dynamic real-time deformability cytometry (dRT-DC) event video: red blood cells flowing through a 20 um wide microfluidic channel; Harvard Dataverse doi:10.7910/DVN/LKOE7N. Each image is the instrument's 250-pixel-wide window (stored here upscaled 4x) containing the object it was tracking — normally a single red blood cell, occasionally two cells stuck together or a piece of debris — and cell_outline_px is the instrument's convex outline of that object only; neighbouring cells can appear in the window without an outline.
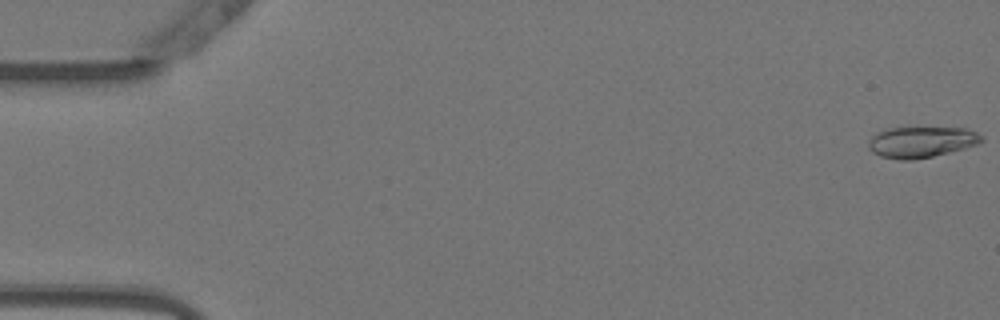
{"species": "Egyptian fruit bat (a non-hibernating species)", "species_latin": "Rousettus aegyptiacus", "temperature_condition": "warm", "stored_images_in_passage": 54, "camera_frame_rate_fps": 3000, "um_per_image_px": 0.085, "animal": {"sex": "female"}, "frame": {"image": 1, "passage_image": 1, "time_ms": 0.0, "image_size_px": [1000, 320], "cell_outline_px": [[984, 140], [976, 144], [964, 148], [932, 156], [912, 160], [900, 160], [880, 156], [872, 152], [868, 148], [868, 144], [872, 136], [876, 132], [888, 128], [968, 128], [984, 136]], "centroid_in_image_um": [78.3, 12.07], "position_along_channel_um": 6.7, "area_um2": 20.35}}
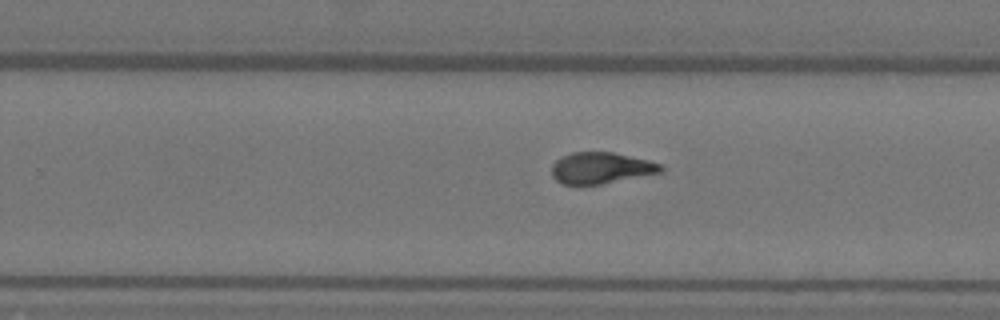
{"frame": {"image": 2, "passage_image": 34, "time_ms": 11.0, "image_size_px": [1000, 320], "cell_outline_px": [[664, 168], [660, 172], [600, 184], [560, 184], [552, 176], [552, 164], [556, 160], [572, 152], [612, 152], [648, 160], [660, 164]], "centroid_in_image_um": [51.04, 14.27], "position_along_channel_um": 278.8, "area_um2": 19.59}}
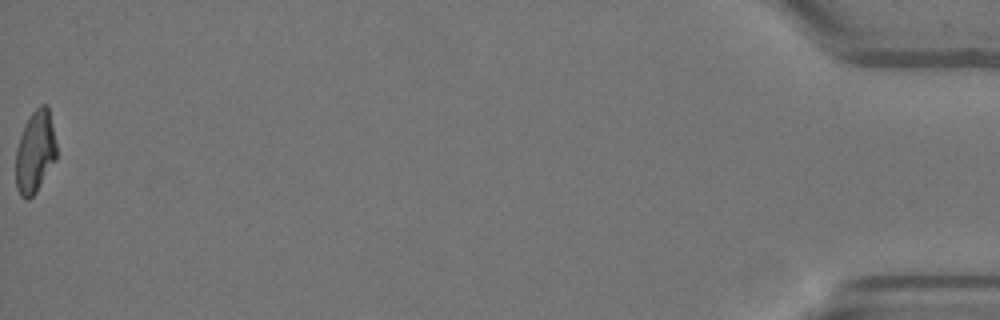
{"frame": {"image": 3, "passage_image": 54, "time_ms": 17.667, "image_size_px": [1000, 320], "cell_outline_px": [[56, 160], [36, 192], [28, 200], [24, 200], [20, 196], [16, 188], [16, 148], [24, 124], [32, 112], [40, 104], [44, 104], [48, 108], [56, 144]], "centroid_in_image_um": [2.97, 12.95], "position_along_channel_um": 432.2, "area_um2": 19.54}, "authors_computed_cell_mechanics": {"area_um2": 20.23, "velocity_mm_per_s": 3.8165, "shape_relaxation_time_tau1_ms": 10.624, "shape_relaxation_time_tau2_ms": 1.5777, "deformation_change_tau1": 0.3078, "deformation_change_tau2": 0.0904}}